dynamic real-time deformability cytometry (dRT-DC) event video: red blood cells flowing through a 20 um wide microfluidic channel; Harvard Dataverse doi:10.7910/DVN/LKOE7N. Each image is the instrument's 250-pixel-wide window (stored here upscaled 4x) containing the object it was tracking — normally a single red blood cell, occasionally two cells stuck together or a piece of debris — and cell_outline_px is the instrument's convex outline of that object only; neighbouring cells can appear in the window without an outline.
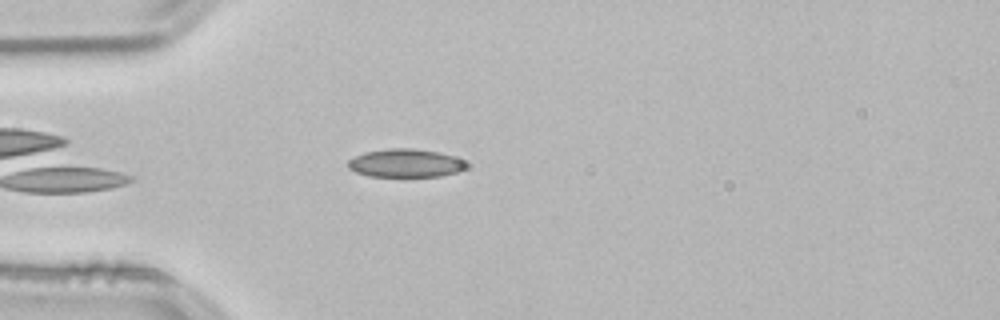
{"species": "common noctule bat (a hibernating species)", "species_latin": "Nyctalus noctula", "temperature_condition": "room temperature", "stored_images_in_passage": 12, "camera_frame_rate_fps": 3000, "um_per_image_px": 0.085, "animal": {"sex": "male", "body_mass_g": 21.5, "forearm_length_mm": 52.0}, "frame": {"image": 1, "passage_image": 1, "time_ms": 0.0, "image_size_px": [1000, 320], "cell_outline_px": [[464, 168], [460, 172], [440, 176], [368, 176], [356, 172], [348, 168], [348, 160], [364, 152], [388, 148], [412, 148], [440, 152], [452, 156], [460, 160], [464, 164]], "centroid_in_image_um": [34.42, 13.86], "position_along_channel_um": 50.6, "area_um2": 19.31}}